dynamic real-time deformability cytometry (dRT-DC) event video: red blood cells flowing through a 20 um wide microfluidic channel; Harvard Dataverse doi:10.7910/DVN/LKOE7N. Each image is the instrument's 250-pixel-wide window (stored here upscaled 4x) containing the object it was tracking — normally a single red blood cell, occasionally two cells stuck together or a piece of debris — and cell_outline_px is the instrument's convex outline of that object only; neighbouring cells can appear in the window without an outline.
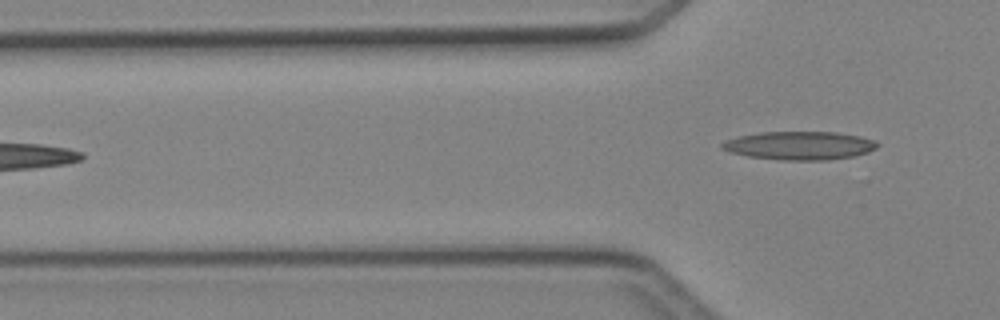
{"species": "Egyptian fruit bat (a non-hibernating species)", "species_latin": "Rousettus aegyptiacus", "temperature_condition": "cold", "stored_images_in_passage": 2, "camera_frame_rate_fps": 3000, "um_per_image_px": 0.085, "animal": {"sex": "female"}, "frame": {"image": 1, "passage_image": 2, "time_ms": 1.333, "image_size_px": [1000, 320], "cell_outline_px": [[880, 144], [876, 148], [868, 152], [852, 156], [828, 160], [780, 160], [748, 156], [728, 152], [720, 148], [720, 144], [724, 140], [740, 136], [760, 132], [836, 132], [860, 136], [876, 140]], "centroid_in_image_um": [67.95, 12.37], "position_along_channel_um": 57.9, "area_um2": 25.84}}